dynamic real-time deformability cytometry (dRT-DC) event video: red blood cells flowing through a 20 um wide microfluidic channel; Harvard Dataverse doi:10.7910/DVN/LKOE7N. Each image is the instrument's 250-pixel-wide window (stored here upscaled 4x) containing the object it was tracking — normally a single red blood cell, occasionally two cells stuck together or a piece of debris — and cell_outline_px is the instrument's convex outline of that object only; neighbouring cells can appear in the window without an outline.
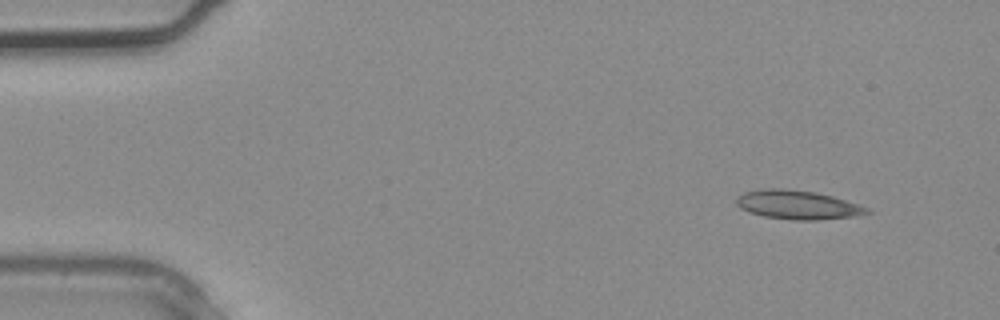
{"species": "common noctule bat (a hibernating species)", "species_latin": "Nyctalus noctula", "temperature_condition": "warm", "stored_images_in_passage": 3, "camera_frame_rate_fps": 3000, "um_per_image_px": 0.085, "animal": {"sex": "male", "body_mass_g": 20.4}, "frame": {"image": 1, "passage_image": 1, "time_ms": 0.0, "image_size_px": [1000, 320], "cell_outline_px": [[872, 212], [852, 216], [816, 220], [792, 220], [764, 216], [748, 212], [740, 208], [736, 204], [736, 196], [744, 192], [764, 188], [784, 188], [816, 192], [832, 196], [860, 204], [868, 208]], "centroid_in_image_um": [67.76, 17.4], "position_along_channel_um": 17.2, "area_um2": 22.08}}
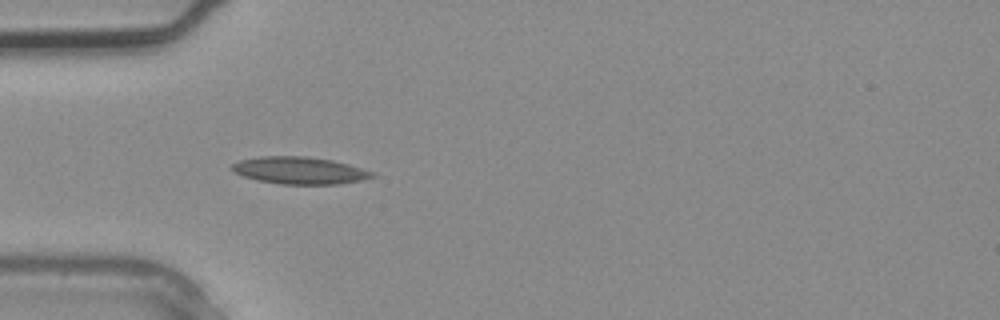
{"frame": {"image": 2, "passage_image": 3, "time_ms": 0.667, "image_size_px": [1000, 320], "cell_outline_px": [[376, 176], [360, 180], [336, 184], [280, 184], [256, 180], [244, 176], [228, 168], [232, 164], [240, 160], [260, 156], [304, 156], [332, 160], [348, 164], [376, 172]], "centroid_in_image_um": [25.46, 14.48], "position_along_channel_um": 59.5, "area_um2": 22.2}}